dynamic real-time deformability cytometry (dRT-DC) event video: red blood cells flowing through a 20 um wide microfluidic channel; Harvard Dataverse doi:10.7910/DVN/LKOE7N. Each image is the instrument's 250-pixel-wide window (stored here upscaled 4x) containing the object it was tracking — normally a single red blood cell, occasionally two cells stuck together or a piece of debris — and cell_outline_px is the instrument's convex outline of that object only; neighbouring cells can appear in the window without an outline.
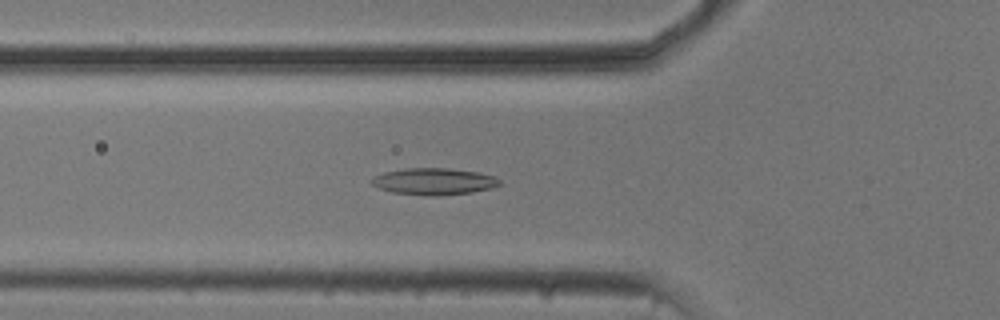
{"species": "common noctule bat (a hibernating species)", "species_latin": "Nyctalus noctula", "temperature_condition": "cold", "stored_images_in_passage": 54, "camera_frame_rate_fps": 3000, "um_per_image_px": 0.085, "animal": {"sex": "male", "body_mass_g": 20.5, "forearm_length_mm": 52.5}, "frame": {"image": 1, "passage_image": 19, "time_ms": 6.0, "image_size_px": [1000, 320], "cell_outline_px": [[500, 184], [492, 188], [472, 192], [432, 196], [428, 196], [392, 192], [380, 188], [372, 184], [368, 180], [384, 172], [404, 168], [448, 168], [480, 172], [492, 176], [500, 180]], "centroid_in_image_um": [36.87, 15.41], "position_along_channel_um": 88.9, "area_um2": 19.88}}
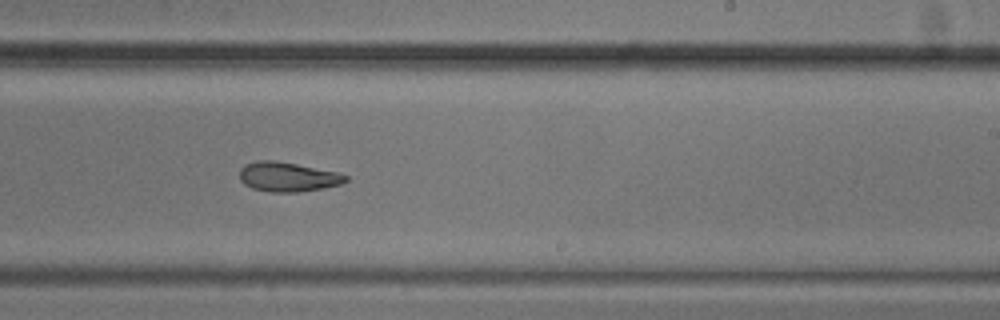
{"frame": {"image": 2, "passage_image": 33, "time_ms": 10.667, "image_size_px": [1000, 320], "cell_outline_px": [[348, 180], [340, 184], [324, 188], [296, 192], [268, 192], [252, 188], [244, 184], [240, 180], [240, 168], [244, 164], [256, 160], [276, 160], [336, 172], [348, 176]], "centroid_in_image_um": [24.42, 15.03], "position_along_channel_um": 264.6, "area_um2": 18.26}}
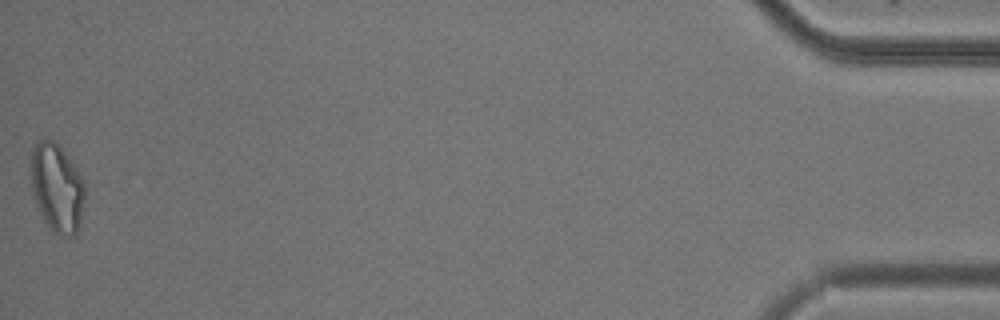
{"frame": {"image": 3, "passage_image": 54, "time_ms": 17.667, "image_size_px": [1000, 320], "cell_outline_px": [[84, 200], [80, 224], [76, 236], [60, 236], [48, 228], [36, 208], [32, 192], [32, 144], [36, 140], [44, 136], [48, 136], [64, 152], [76, 168], [84, 180]], "centroid_in_image_um": [4.82, 15.98], "position_along_channel_um": 430.4, "area_um2": 28.26}, "authors_computed_cell_mechanics": {"area_um2": 20.0566, "velocity_mm_per_s": 3.7489, "shape_relaxation_time_tau1_ms": null, "shape_relaxation_time_tau2_ms": 6.5068, "deformation_change_tau1": null, "deformation_change_tau2": 0.1529}}